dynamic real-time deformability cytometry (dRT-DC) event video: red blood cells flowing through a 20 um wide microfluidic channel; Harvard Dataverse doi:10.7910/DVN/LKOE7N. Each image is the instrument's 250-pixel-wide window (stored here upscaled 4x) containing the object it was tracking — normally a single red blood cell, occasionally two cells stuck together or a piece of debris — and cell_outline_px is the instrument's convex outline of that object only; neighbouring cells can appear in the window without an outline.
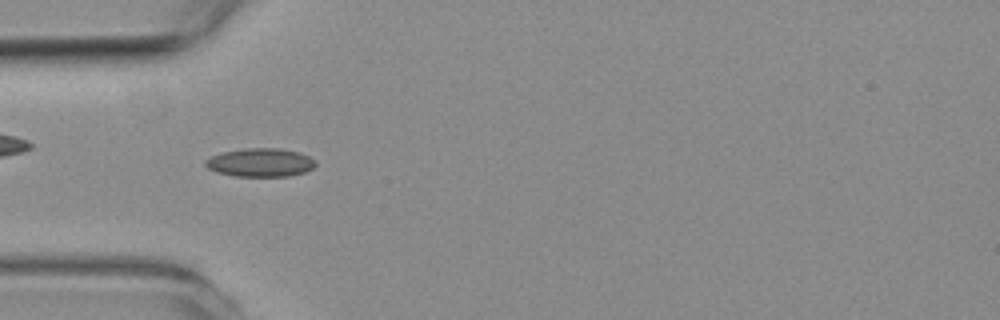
{"species": "common noctule bat (a hibernating species)", "species_latin": "Nyctalus noctula", "temperature_condition": "room temperature", "stored_images_in_passage": 45, "camera_frame_rate_fps": 3000, "um_per_image_px": 0.085, "animal": {"sex": "female", "body_mass_g": 19.3, "forearm_length_mm": 54.1}, "frame": {"image": 1, "passage_image": 5, "time_ms": 1.333, "image_size_px": [1000, 320], "cell_outline_px": [[316, 164], [312, 168], [304, 172], [288, 176], [236, 176], [216, 172], [208, 168], [204, 164], [204, 160], [212, 156], [224, 152], [244, 148], [280, 148], [300, 152], [316, 160]], "centroid_in_image_um": [22.13, 13.81], "position_along_channel_um": 62.9, "area_um2": 18.26}}
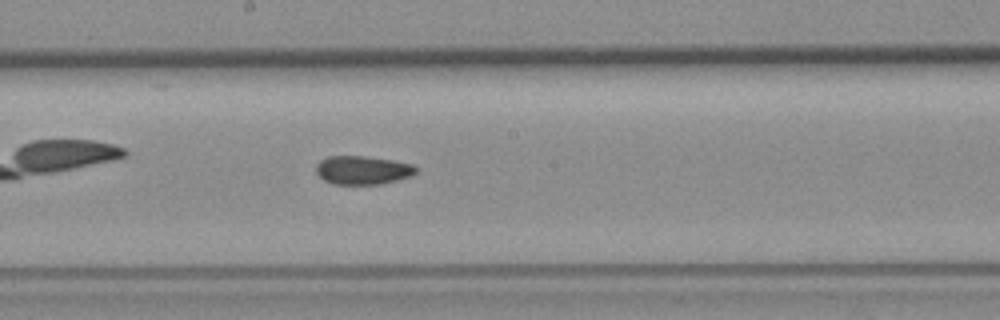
{"frame": {"image": 2, "passage_image": 18, "time_ms": 5.667, "image_size_px": [1000, 320], "cell_outline_px": [[416, 172], [412, 176], [380, 184], [332, 184], [324, 180], [316, 172], [316, 164], [320, 160], [328, 156], [364, 156], [392, 160], [412, 164], [416, 168]], "centroid_in_image_um": [30.8, 14.46], "position_along_channel_um": 217.4, "area_um2": 16.59}}
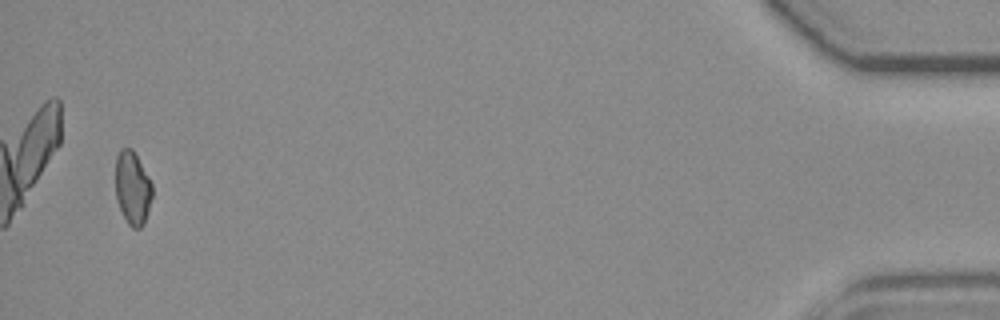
{"frame": {"image": 3, "passage_image": 43, "time_ms": 14.0, "image_size_px": [1000, 320], "cell_outline_px": [[152, 196], [148, 212], [144, 224], [140, 228], [132, 228], [128, 224], [120, 208], [116, 196], [116, 156], [120, 148], [132, 148], [148, 176], [152, 184]], "centroid_in_image_um": [11.27, 15.98], "position_along_channel_um": 423.9, "area_um2": 15.61}, "authors_computed_cell_mechanics": {"area_um2": 16.762, "velocity_mm_per_s": 3.576, "shape_relaxation_time_tau1_ms": null, "shape_relaxation_time_tau2_ms": 4.8252, "deformation_change_tau1": null, "deformation_change_tau2": 0.1017}}